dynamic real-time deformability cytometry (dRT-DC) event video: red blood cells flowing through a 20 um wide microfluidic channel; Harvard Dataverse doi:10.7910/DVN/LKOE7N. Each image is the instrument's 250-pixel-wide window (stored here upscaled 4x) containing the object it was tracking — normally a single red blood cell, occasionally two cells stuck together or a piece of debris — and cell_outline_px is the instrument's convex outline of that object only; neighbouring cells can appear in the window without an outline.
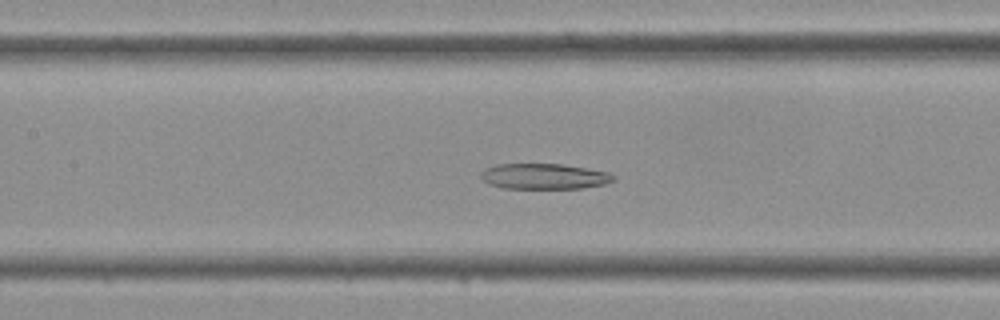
{"species": "Egyptian fruit bat (a non-hibernating species)", "species_latin": "Rousettus aegyptiacus", "temperature_condition": "cold", "stored_images_in_passage": 40, "camera_frame_rate_fps": 3000, "um_per_image_px": 0.085, "frame": {"image": 1, "passage_image": 19, "time_ms": 6.0, "image_size_px": [1000, 320], "cell_outline_px": [[616, 180], [604, 184], [584, 188], [504, 188], [488, 184], [480, 176], [480, 172], [484, 168], [496, 164], [564, 164], [588, 168], [608, 172], [616, 176]], "centroid_in_image_um": [46.26, 14.98], "position_along_channel_um": 161.1, "area_um2": 19.94}}
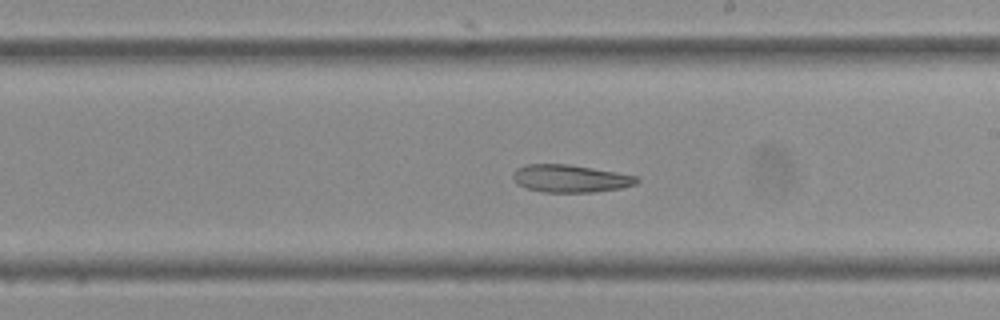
{"frame": {"image": 2, "passage_image": 24, "time_ms": 7.667, "image_size_px": [1000, 320], "cell_outline_px": [[640, 180], [636, 184], [620, 188], [592, 192], [544, 192], [524, 188], [516, 184], [512, 176], [516, 168], [524, 164], [568, 164], [616, 172], [636, 176]], "centroid_in_image_um": [48.43, 15.17], "position_along_channel_um": 240.6, "area_um2": 19.94}}
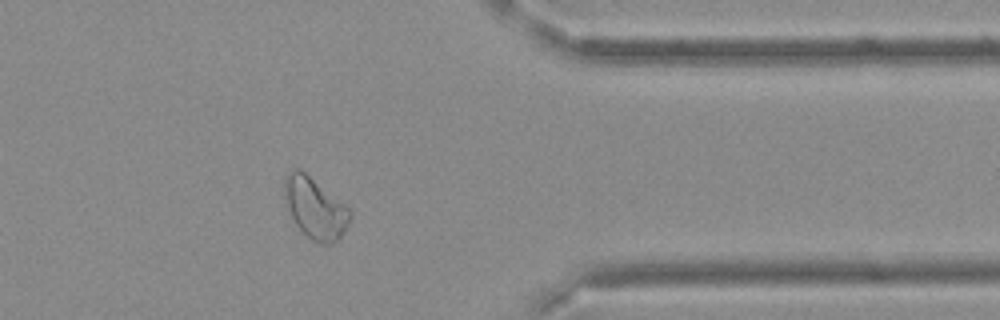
{"frame": {"image": 3, "passage_image": 34, "time_ms": 11.0, "image_size_px": [1000, 320], "cell_outline_px": [[352, 216], [348, 224], [340, 236], [332, 244], [320, 244], [312, 240], [296, 224], [288, 208], [284, 196], [284, 176], [292, 168], [300, 168], [344, 204], [352, 212]], "centroid_in_image_um": [26.77, 17.66], "position_along_channel_um": 384.6, "area_um2": 23.0}}